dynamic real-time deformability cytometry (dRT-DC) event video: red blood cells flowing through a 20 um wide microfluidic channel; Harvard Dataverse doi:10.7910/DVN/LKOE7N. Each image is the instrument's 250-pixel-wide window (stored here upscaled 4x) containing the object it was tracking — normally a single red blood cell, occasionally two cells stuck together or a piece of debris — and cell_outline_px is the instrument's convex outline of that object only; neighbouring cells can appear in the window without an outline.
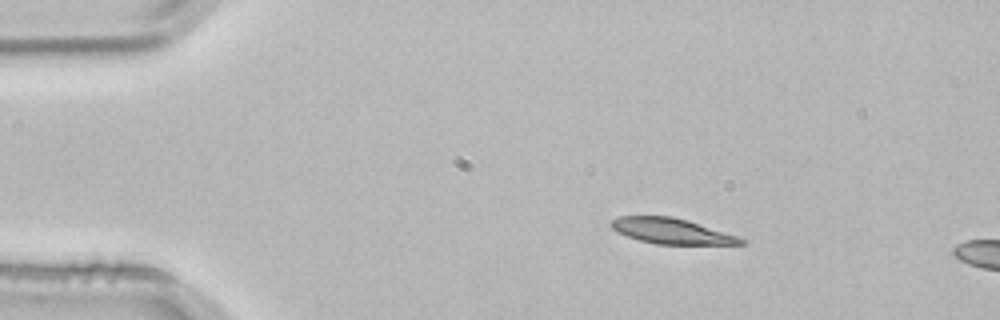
{"species": "common noctule bat (a hibernating species)", "species_latin": "Nyctalus noctula", "temperature_condition": "room temperature", "stored_images_in_passage": 2, "camera_frame_rate_fps": 3000, "um_per_image_px": 0.085, "animal": {"sex": "male", "body_mass_g": 21.5, "forearm_length_mm": 52.0}, "frame": {"image": 1, "passage_image": 1, "time_ms": 0.0, "image_size_px": [1000, 320], "cell_outline_px": [[748, 240], [744, 244], [656, 244], [640, 240], [628, 236], [612, 228], [608, 224], [612, 220], [620, 216], [672, 216], [688, 220]], "centroid_in_image_um": [57.08, 19.63], "position_along_channel_um": 27.9, "area_um2": 19.02}}